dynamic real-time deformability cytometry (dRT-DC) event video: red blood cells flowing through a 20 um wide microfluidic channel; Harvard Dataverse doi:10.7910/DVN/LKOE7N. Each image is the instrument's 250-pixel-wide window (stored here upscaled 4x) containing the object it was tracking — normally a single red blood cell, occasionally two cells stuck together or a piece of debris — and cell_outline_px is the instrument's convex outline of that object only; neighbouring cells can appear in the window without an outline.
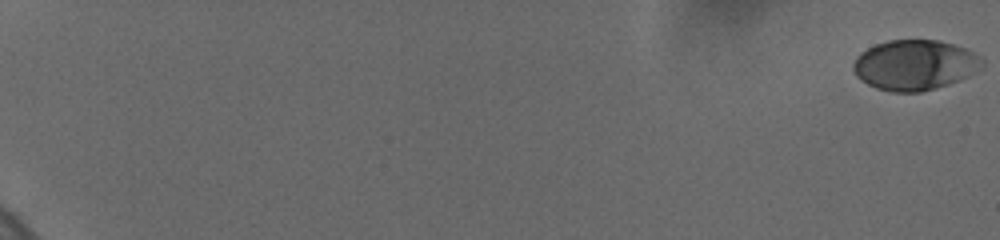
{"species": "human", "species_latin": "Homo sapiens", "temperature_condition": "cold", "stored_images_in_passage": 16, "camera_frame_rate_fps": 3000, "um_per_image_px": 0.085, "donor": {"sex": "female"}, "frame": {"image": 1, "passage_image": 1, "time_ms": 0.0, "image_size_px": [1000, 240], "cell_outline_px": [[976, 60], [968, 76], [948, 84], [936, 88], [920, 92], [892, 92], [876, 88], [868, 84], [856, 76], [852, 68], [852, 64], [856, 56], [860, 52], [876, 44], [888, 40], [940, 40], [964, 48], [972, 52], [976, 56]], "centroid_in_image_um": [77.59, 5.52], "position_along_channel_um": 7.4, "area_um2": 36.76}}
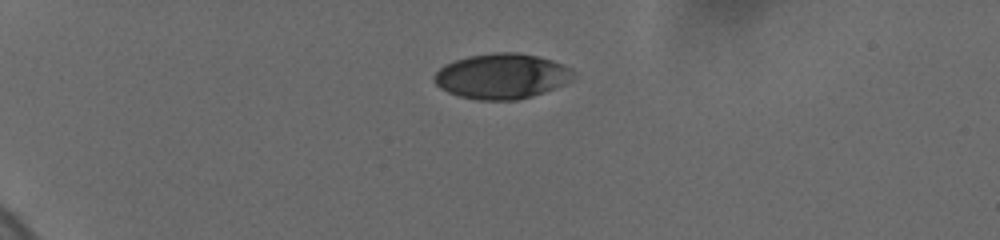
{"frame": {"image": 2, "passage_image": 10, "time_ms": 5.667, "image_size_px": [1000, 240], "cell_outline_px": [[576, 76], [572, 80], [564, 84], [544, 92], [532, 96], [516, 100], [476, 100], [460, 96], [448, 92], [440, 88], [432, 80], [432, 76], [444, 64], [468, 56], [492, 52], [516, 52], [536, 56], [552, 60], [568, 68]], "centroid_in_image_um": [42.61, 6.48], "position_along_channel_um": 42.4, "area_um2": 36.7}}
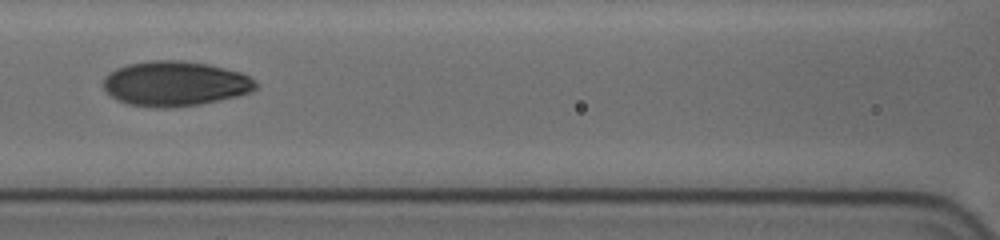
{"frame": {"image": 3, "passage_image": 14, "time_ms": 10.333, "image_size_px": [1000, 240], "cell_outline_px": [[256, 88], [252, 92], [236, 96], [200, 104], [168, 108], [152, 108], [128, 104], [116, 100], [104, 92], [104, 76], [108, 72], [116, 68], [128, 64], [148, 60], [184, 60], [208, 64], [240, 72], [256, 80]], "centroid_in_image_um": [14.84, 7.11], "position_along_channel_um": 151.8, "area_um2": 40.29}}